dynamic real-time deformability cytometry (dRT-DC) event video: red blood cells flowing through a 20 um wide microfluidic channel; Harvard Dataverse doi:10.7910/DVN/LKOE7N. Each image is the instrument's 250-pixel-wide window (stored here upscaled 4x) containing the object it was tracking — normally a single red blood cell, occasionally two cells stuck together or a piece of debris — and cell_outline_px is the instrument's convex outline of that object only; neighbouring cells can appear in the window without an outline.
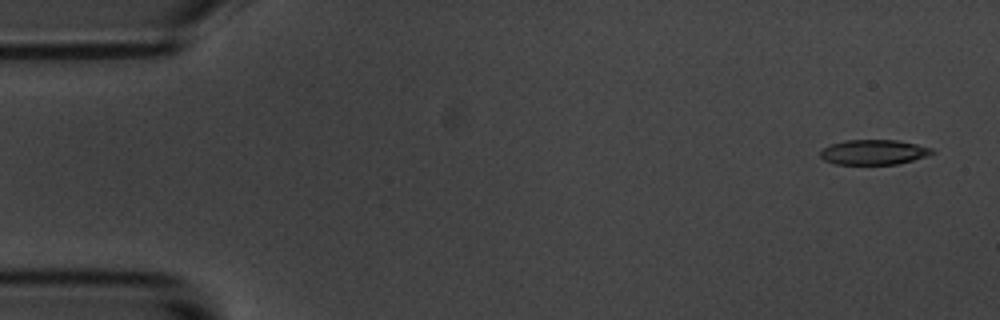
{"species": "common noctule bat (a hibernating species)", "species_latin": "Nyctalus noctula", "temperature_condition": "room temperature", "stored_images_in_passage": 57, "camera_frame_rate_fps": 3000, "um_per_image_px": 0.085, "animal": {"sex": "male", "body_mass_g": 20.1, "forearm_length_mm": 53.5}, "frame": {"image": 1, "passage_image": 3, "time_ms": 0.667, "image_size_px": [1000, 320], "cell_outline_px": [[936, 152], [912, 160], [896, 164], [836, 164], [824, 160], [820, 156], [820, 152], [824, 148], [832, 144], [844, 140], [896, 140], [916, 144], [932, 148]], "centroid_in_image_um": [74.25, 12.93], "position_along_channel_um": 10.7, "area_um2": 16.07}}
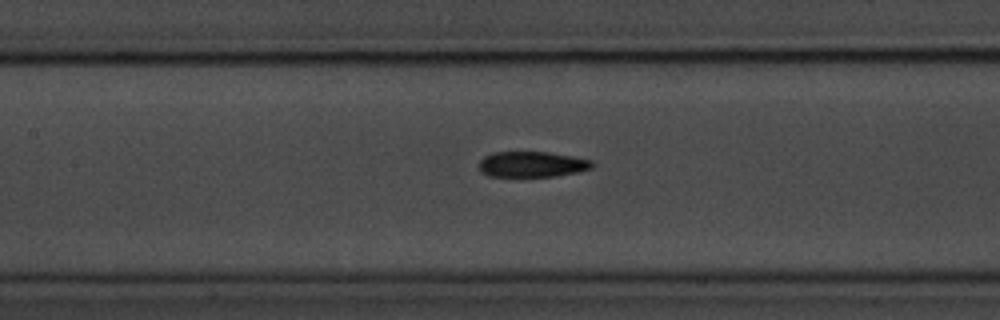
{"frame": {"image": 2, "passage_image": 26, "time_ms": 8.333, "image_size_px": [1000, 320], "cell_outline_px": [[596, 164], [592, 168], [576, 172], [556, 176], [488, 176], [480, 172], [480, 160], [484, 156], [492, 152], [548, 152], [572, 156], [592, 160]], "centroid_in_image_um": [45.23, 13.96], "position_along_channel_um": 162.2, "area_um2": 16.94}}
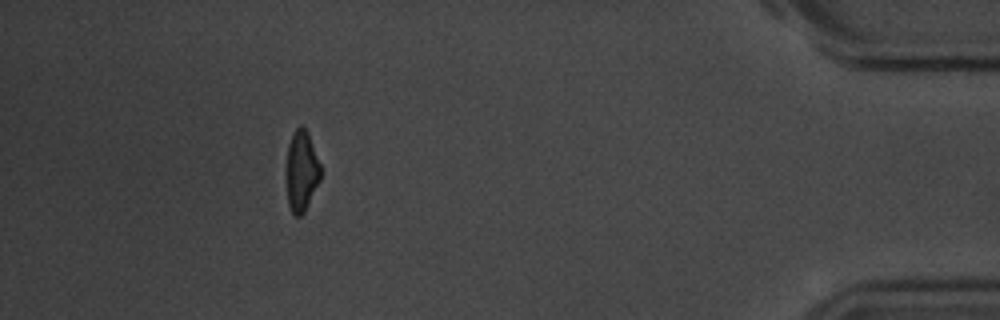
{"frame": {"image": 3, "passage_image": 52, "time_ms": 17.0, "image_size_px": [1000, 320], "cell_outline_px": [[320, 180], [304, 212], [300, 216], [296, 216], [292, 212], [288, 204], [284, 172], [288, 144], [296, 128], [300, 124], [308, 132], [320, 164]], "centroid_in_image_um": [25.59, 14.54], "position_along_channel_um": 409.6, "area_um2": 16.42}, "authors_computed_cell_mechanics": {"area_um2": 17.5134, "velocity_mm_per_s": 3.5139, "shape_relaxation_time_tau1_ms": 5.4032, "shape_relaxation_time_tau2_ms": 7.3476, "deformation_change_tau1": 0.1675, "deformation_change_tau2": 0.171}}